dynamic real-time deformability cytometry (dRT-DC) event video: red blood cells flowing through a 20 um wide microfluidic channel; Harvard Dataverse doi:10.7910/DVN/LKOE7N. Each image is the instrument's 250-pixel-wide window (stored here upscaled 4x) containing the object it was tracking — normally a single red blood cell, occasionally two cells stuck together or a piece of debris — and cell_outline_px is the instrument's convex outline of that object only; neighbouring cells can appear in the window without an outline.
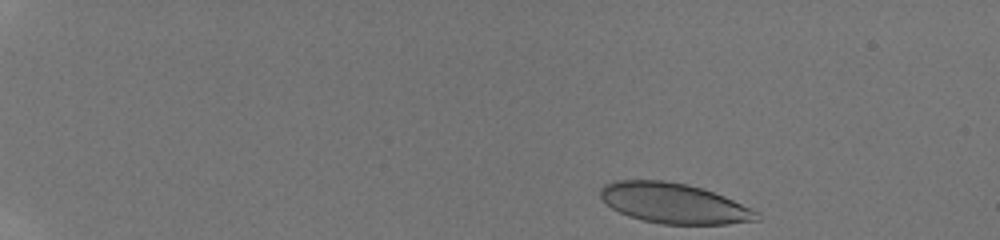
{"species": "human", "species_latin": "Homo sapiens", "temperature_condition": "room temperature", "stored_images_in_passage": 5, "camera_frame_rate_fps": 3000, "um_per_image_px": 0.085, "donor": {"sex": "male"}, "frame": {"image": 1, "passage_image": 1, "time_ms": 0.0, "image_size_px": [1000, 240], "cell_outline_px": [[760, 220], [728, 224], [664, 224], [644, 220], [628, 216], [612, 208], [600, 196], [600, 188], [604, 184], [612, 180], [664, 180], [688, 184], [704, 188], [724, 196], [752, 208], [760, 212]], "centroid_in_image_um": [57.31, 17.27], "position_along_channel_um": 27.7, "area_um2": 36.88}}
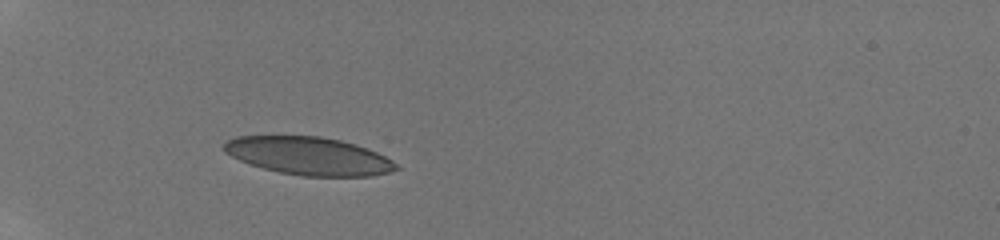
{"frame": {"image": 2, "passage_image": 4, "time_ms": 1.0, "image_size_px": [1000, 240], "cell_outline_px": [[400, 168], [388, 172], [372, 176], [300, 176], [280, 172], [248, 164], [224, 152], [220, 148], [228, 140], [236, 136], [320, 136], [340, 140], [376, 152], [392, 160]], "centroid_in_image_um": [26.2, 13.26], "position_along_channel_um": 58.8, "area_um2": 37.86}}